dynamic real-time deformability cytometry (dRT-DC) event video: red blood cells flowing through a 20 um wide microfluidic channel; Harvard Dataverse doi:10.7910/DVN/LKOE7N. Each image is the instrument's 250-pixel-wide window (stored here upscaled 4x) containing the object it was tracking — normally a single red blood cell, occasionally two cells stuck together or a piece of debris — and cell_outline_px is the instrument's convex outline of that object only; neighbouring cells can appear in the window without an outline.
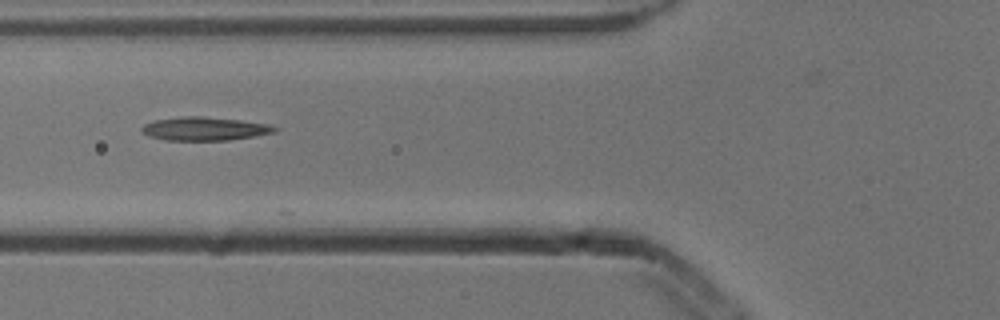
{"species": "common noctule bat (a hibernating species)", "species_latin": "Nyctalus noctula", "temperature_condition": "cold", "stored_images_in_passage": 7, "camera_frame_rate_fps": 3000, "um_per_image_px": 0.085, "animal": {"sex": "male", "body_mass_g": 13.3}, "frame": {"image": 1, "passage_image": 4, "time_ms": 1.0, "image_size_px": [1000, 320], "cell_outline_px": [[280, 128], [276, 132], [228, 140], [164, 140], [148, 136], [140, 132], [140, 128], [144, 124], [156, 120], [184, 116], [204, 116], [240, 120], [268, 124]], "centroid_in_image_um": [17.36, 10.94], "position_along_channel_um": 108.4, "area_um2": 18.21}}
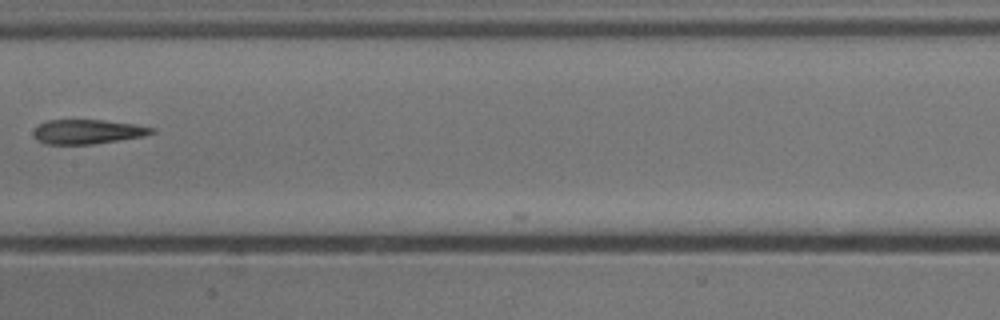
{"frame": {"image": 2, "passage_image": 6, "time_ms": 1.667, "image_size_px": [1000, 320], "cell_outline_px": [[156, 132], [144, 136], [92, 144], [44, 144], [36, 140], [32, 132], [36, 124], [48, 120], [104, 120], [136, 124], [156, 128]], "centroid_in_image_um": [7.42, 11.19], "position_along_channel_um": 200.0, "area_um2": 17.05}}
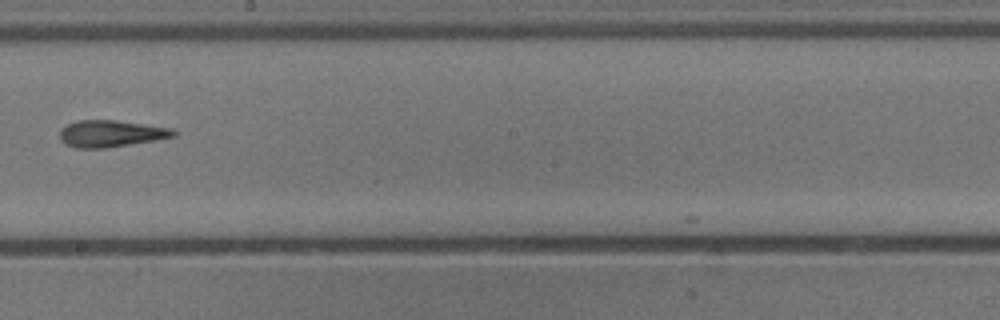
{"frame": {"image": 3, "passage_image": 7, "time_ms": 2.0, "image_size_px": [1000, 320], "cell_outline_px": [[176, 136], [156, 140], [104, 148], [76, 148], [64, 144], [60, 140], [60, 128], [76, 120], [116, 120], [172, 128], [176, 132]], "centroid_in_image_um": [9.4, 11.35], "position_along_channel_um": 238.8, "area_um2": 17.8}}